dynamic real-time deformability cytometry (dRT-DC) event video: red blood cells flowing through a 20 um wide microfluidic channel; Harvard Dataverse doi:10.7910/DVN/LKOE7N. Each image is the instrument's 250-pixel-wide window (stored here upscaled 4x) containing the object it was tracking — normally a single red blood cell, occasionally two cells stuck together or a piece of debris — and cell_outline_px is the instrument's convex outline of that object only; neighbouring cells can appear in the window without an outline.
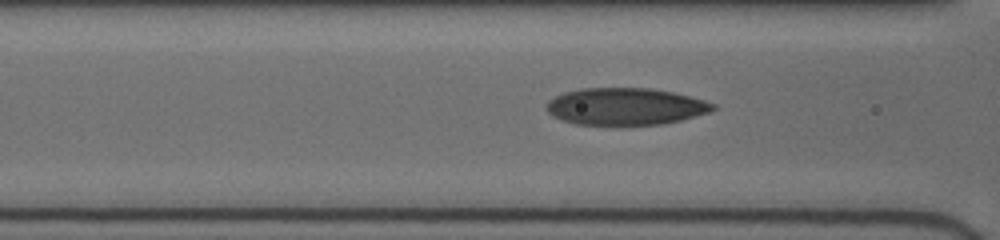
{"species": "human", "species_latin": "Homo sapiens", "temperature_condition": "cold", "stored_images_in_passage": 40, "camera_frame_rate_fps": 3000, "um_per_image_px": 0.085, "donor": {"sex": "female"}, "frame": {"image": 1, "passage_image": 26, "time_ms": 7.0, "image_size_px": [1000, 240], "cell_outline_px": [[716, 108], [708, 112], [680, 120], [664, 124], [620, 128], [616, 128], [576, 124], [560, 120], [552, 116], [548, 112], [548, 100], [564, 92], [580, 88], [652, 88], [672, 92], [704, 100], [716, 104]], "centroid_in_image_um": [53.13, 9.1], "position_along_channel_um": 113.5, "area_um2": 36.99}}
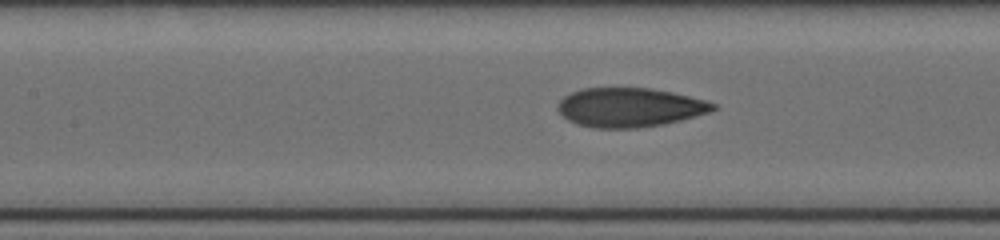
{"frame": {"image": 2, "passage_image": 31, "time_ms": 8.0, "image_size_px": [1000, 240], "cell_outline_px": [[716, 108], [708, 112], [680, 120], [664, 124], [636, 128], [592, 128], [576, 124], [568, 120], [556, 108], [560, 100], [564, 96], [572, 92], [584, 88], [652, 88], [672, 92], [704, 100], [716, 104]], "centroid_in_image_um": [53.48, 9.13], "position_along_channel_um": 153.9, "area_um2": 35.26}}
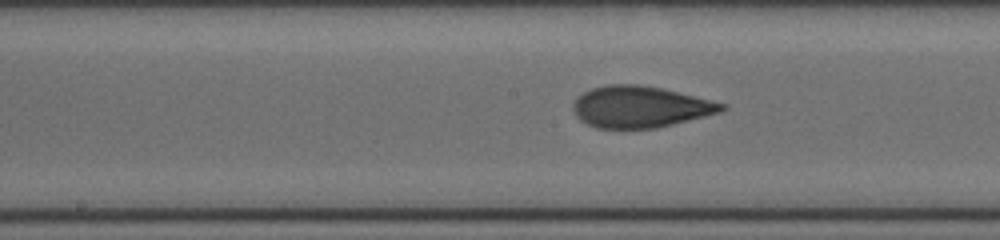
{"frame": {"image": 3, "passage_image": 35, "time_ms": 9.0, "image_size_px": [1000, 240], "cell_outline_px": [[728, 108], [720, 112], [656, 128], [596, 128], [580, 120], [576, 116], [572, 108], [572, 104], [584, 92], [592, 88], [608, 84], [640, 84], [660, 88], [728, 104]], "centroid_in_image_um": [54.41, 9.08], "position_along_channel_um": 193.8, "area_um2": 35.66}}